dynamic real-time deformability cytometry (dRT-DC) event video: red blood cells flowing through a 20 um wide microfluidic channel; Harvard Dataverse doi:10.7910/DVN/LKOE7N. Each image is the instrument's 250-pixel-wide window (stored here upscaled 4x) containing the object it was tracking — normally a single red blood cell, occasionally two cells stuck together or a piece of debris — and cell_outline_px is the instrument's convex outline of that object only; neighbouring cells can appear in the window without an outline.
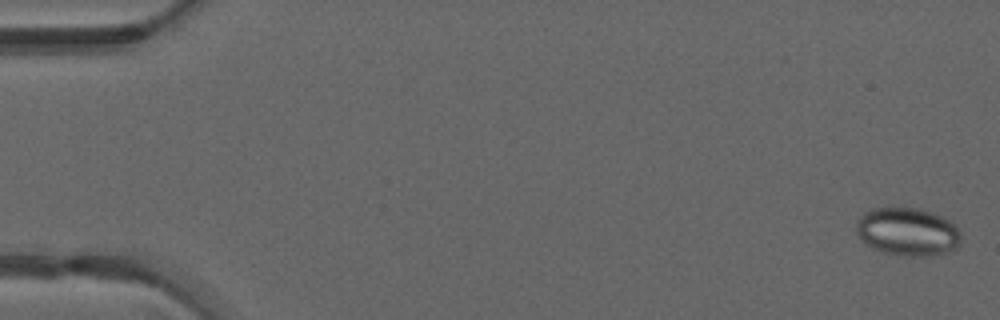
{"species": "common noctule bat (a hibernating species)", "species_latin": "Nyctalus noctula", "temperature_condition": "warm", "stored_images_in_passage": 50, "camera_frame_rate_fps": 3000, "um_per_image_px": 0.085, "animal": {"sex": "male", "forearm_length_mm": 52.5}, "frame": {"image": 1, "passage_image": 1, "time_ms": 0.0, "image_size_px": [1000, 320], "cell_outline_px": [[960, 244], [956, 248], [944, 252], [928, 256], [904, 256], [884, 252], [872, 248], [856, 232], [856, 224], [860, 216], [864, 212], [872, 208], [920, 208], [944, 216], [956, 224], [960, 232]], "centroid_in_image_um": [77.18, 19.68], "position_along_channel_um": 7.8, "area_um2": 29.42}}
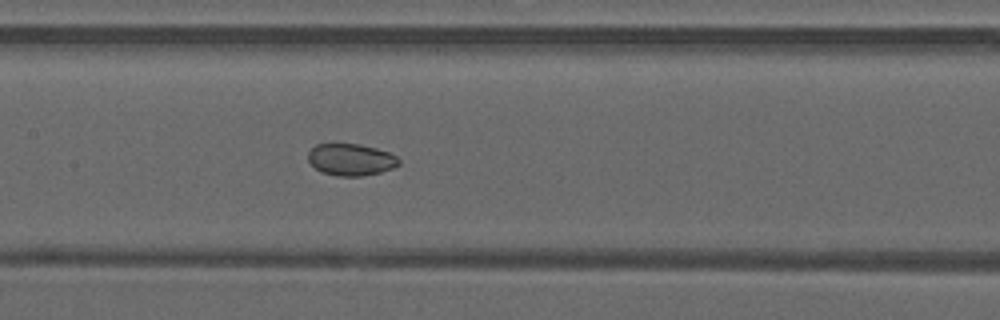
{"frame": {"image": 2, "passage_image": 24, "time_ms": 7.667, "image_size_px": [1000, 320], "cell_outline_px": [[400, 164], [392, 168], [380, 172], [360, 176], [336, 176], [324, 172], [316, 168], [308, 160], [308, 152], [316, 144], [360, 144], [376, 148], [388, 152], [396, 156], [400, 160]], "centroid_in_image_um": [29.84, 13.56], "position_along_channel_um": 177.6, "area_um2": 16.7}}
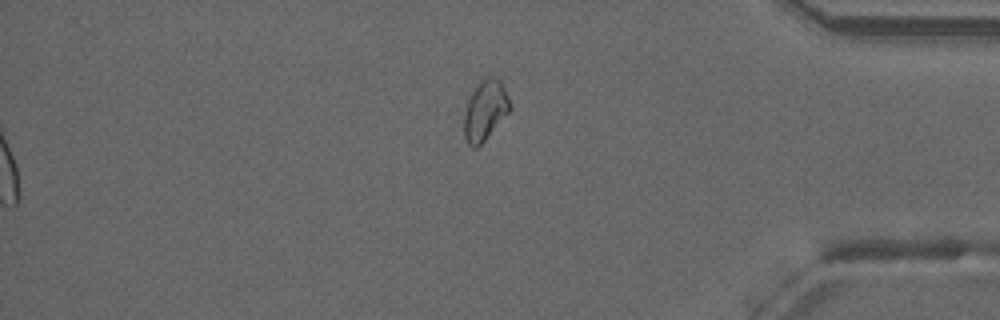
{"frame": {"image": 3, "passage_image": 50, "time_ms": 16.333, "image_size_px": [1000, 320], "cell_outline_px": [[512, 108], [484, 140], [476, 148], [472, 148], [468, 144], [464, 136], [464, 116], [468, 100], [472, 92], [480, 80], [488, 76], [496, 76], [500, 80], [508, 96]], "centroid_in_image_um": [41.23, 9.35], "position_along_channel_um": 394.0, "area_um2": 15.9}, "authors_computed_cell_mechanics": {"area_um2": 18.0336, "velocity_mm_per_s": 4.2204, "shape_relaxation_time_tau1_ms": null, "shape_relaxation_time_tau2_ms": 0.9471, "deformation_change_tau1": null, "deformation_change_tau2": 0.0374}}